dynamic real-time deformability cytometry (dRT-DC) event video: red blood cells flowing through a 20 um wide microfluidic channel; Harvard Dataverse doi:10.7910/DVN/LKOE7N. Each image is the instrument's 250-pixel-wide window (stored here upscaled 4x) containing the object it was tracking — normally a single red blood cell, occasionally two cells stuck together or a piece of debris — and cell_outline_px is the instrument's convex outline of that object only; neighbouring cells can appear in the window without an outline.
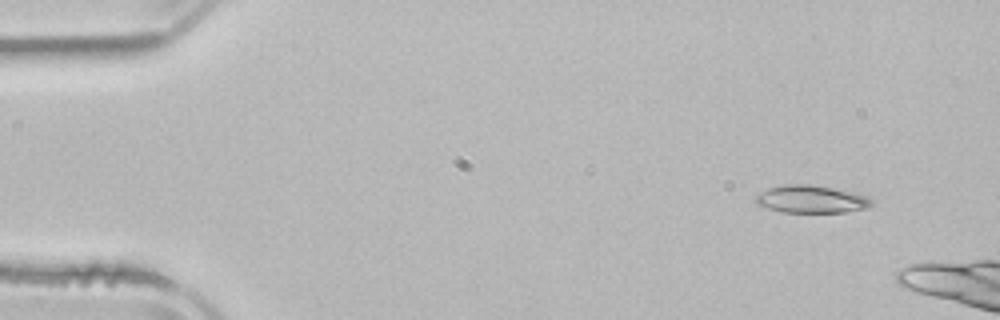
{"species": "common noctule bat (a hibernating species)", "species_latin": "Nyctalus noctula", "temperature_condition": "room temperature", "stored_images_in_passage": 2, "camera_frame_rate_fps": 3000, "um_per_image_px": 0.085, "animal": {"sex": "male", "body_mass_g": 21.5, "forearm_length_mm": 52.0}, "frame": {"image": 1, "passage_image": 2, "time_ms": 2.667, "image_size_px": [1000, 320], "cell_outline_px": [[872, 204], [864, 208], [844, 212], [780, 212], [756, 204], [756, 196], [760, 192], [768, 188], [784, 184], [812, 184], [852, 192], [868, 196], [872, 200]], "centroid_in_image_um": [68.92, 16.92], "position_along_channel_um": 16.1, "area_um2": 18.55}}